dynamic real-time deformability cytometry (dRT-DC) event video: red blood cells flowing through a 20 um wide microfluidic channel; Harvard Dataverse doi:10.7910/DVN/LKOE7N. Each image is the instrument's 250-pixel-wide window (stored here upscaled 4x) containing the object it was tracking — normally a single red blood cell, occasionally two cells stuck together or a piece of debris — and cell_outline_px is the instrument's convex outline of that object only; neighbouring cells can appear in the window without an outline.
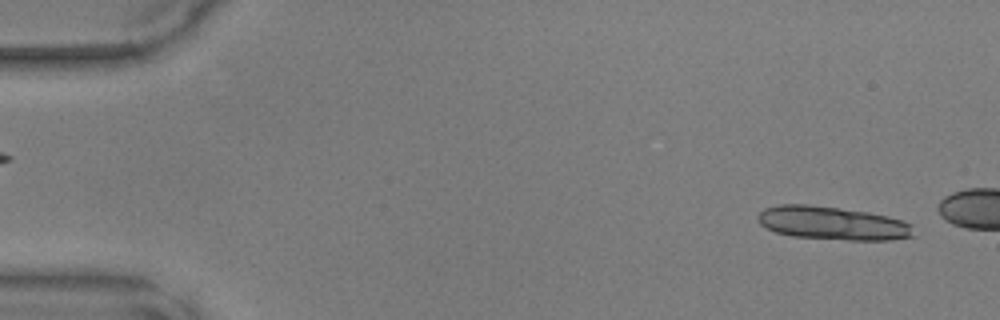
{"species": "common noctule bat (a hibernating species)", "species_latin": "Nyctalus noctula", "temperature_condition": "warm", "stored_images_in_passage": 10, "camera_frame_rate_fps": 3000, "um_per_image_px": 0.085, "animal": {"sex": "male", "body_mass_g": 17.9, "forearm_length_mm": 54.2}, "frame": {"image": 1, "passage_image": 2, "time_ms": 0.333, "image_size_px": [1000, 320], "cell_outline_px": [[916, 236], [892, 240], [848, 240], [792, 236], [776, 232], [760, 224], [756, 216], [764, 208], [780, 204], [808, 204], [840, 208], [868, 212], [888, 216], [912, 224]], "centroid_in_image_um": [70.79, 18.97], "position_along_channel_um": 14.2, "area_um2": 30.46}}